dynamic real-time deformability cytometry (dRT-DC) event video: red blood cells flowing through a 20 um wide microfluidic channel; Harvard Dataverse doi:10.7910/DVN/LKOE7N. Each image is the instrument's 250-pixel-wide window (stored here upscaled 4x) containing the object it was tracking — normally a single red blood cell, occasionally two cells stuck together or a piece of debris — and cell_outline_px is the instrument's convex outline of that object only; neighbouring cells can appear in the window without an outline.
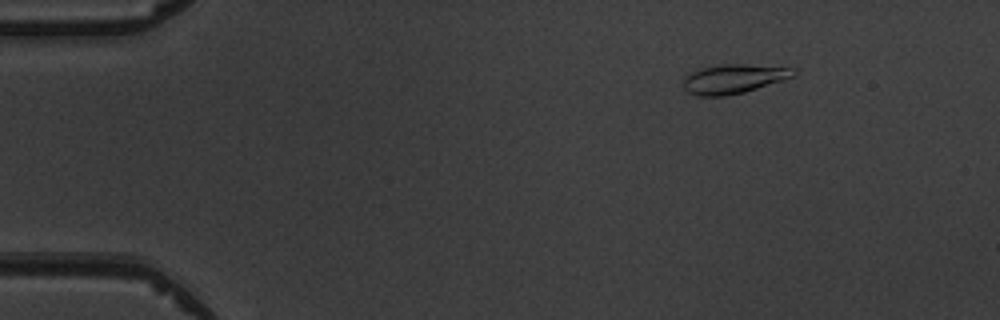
{"species": "common noctule bat (a hibernating species)", "species_latin": "Nyctalus noctula", "temperature_condition": "warm", "stored_images_in_passage": 3, "camera_frame_rate_fps": 3000, "um_per_image_px": 0.085, "animal": {"sex": "male", "body_mass_g": 19.5, "forearm_length_mm": 54.6}, "frame": {"image": 1, "passage_image": 1, "time_ms": 0.0, "image_size_px": [1000, 320], "cell_outline_px": [[796, 76], [744, 92], [724, 96], [696, 96], [688, 92], [684, 88], [684, 76], [700, 68], [724, 64], [744, 64], [796, 68]], "centroid_in_image_um": [62.37, 6.7], "position_along_channel_um": 22.6, "area_um2": 18.79}}